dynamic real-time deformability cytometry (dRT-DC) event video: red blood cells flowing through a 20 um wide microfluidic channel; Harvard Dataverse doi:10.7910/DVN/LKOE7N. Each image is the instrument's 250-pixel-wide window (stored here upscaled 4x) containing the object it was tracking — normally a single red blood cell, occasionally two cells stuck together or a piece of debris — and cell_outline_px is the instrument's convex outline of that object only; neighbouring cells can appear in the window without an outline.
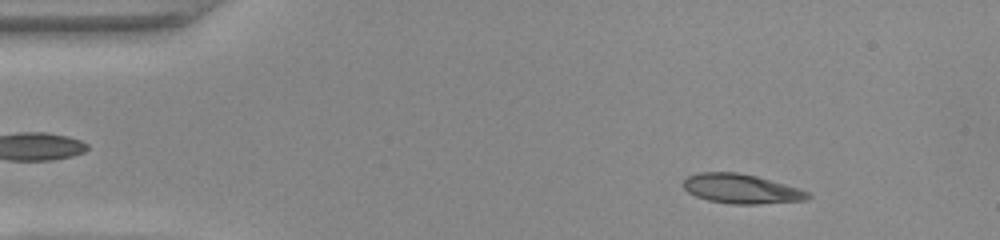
{"species": "common noctule bat (a hibernating species)", "species_latin": "Nyctalus noctula", "temperature_condition": "warm", "stored_images_in_passage": 51, "camera_frame_rate_fps": 3000, "um_per_image_px": 0.085, "animal": {"sex": "female", "body_mass_g": 22.0, "forearm_length_mm": 56.7}, "frame": {"image": 1, "passage_image": 6, "time_ms": 1.667, "image_size_px": [1000, 240], "cell_outline_px": [[812, 196], [808, 200], [756, 204], [732, 204], [708, 200], [696, 196], [688, 192], [684, 188], [684, 180], [688, 176], [700, 172], [736, 172], [756, 176], [800, 188], [808, 192]], "centroid_in_image_um": [63.03, 16.05], "position_along_channel_um": 22.0, "area_um2": 21.33}}
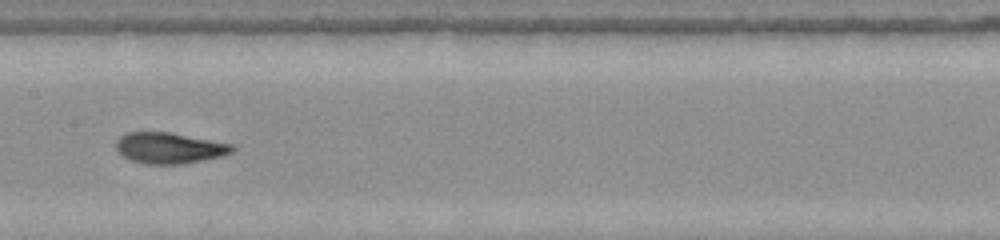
{"frame": {"image": 2, "passage_image": 25, "time_ms": 8.0, "image_size_px": [1000, 240], "cell_outline_px": [[236, 148], [232, 152], [224, 156], [184, 164], [144, 164], [132, 160], [124, 156], [116, 148], [116, 140], [120, 136], [128, 132], [168, 132], [212, 140], [232, 144]], "centroid_in_image_um": [14.42, 12.58], "position_along_channel_um": 193.0, "area_um2": 20.98}}
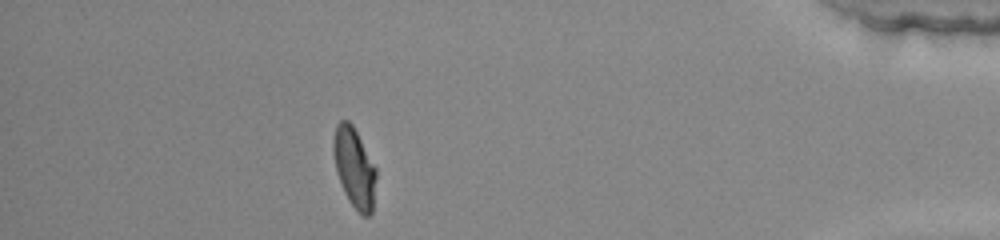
{"frame": {"image": 3, "passage_image": 45, "time_ms": 14.667, "image_size_px": [1000, 240], "cell_outline_px": [[376, 176], [372, 212], [368, 216], [364, 216], [356, 212], [348, 200], [344, 192], [336, 172], [332, 148], [332, 144], [336, 124], [340, 120], [348, 120], [352, 124], [376, 168]], "centroid_in_image_um": [30.1, 14.27], "position_along_channel_um": 405.1, "area_um2": 19.94}, "authors_computed_cell_mechanics": {"area_um2": 20.8658, "velocity_mm_per_s": 3.9332, "shape_relaxation_time_tau1_ms": 3.2414, "shape_relaxation_time_tau2_ms": 1.2044, "deformation_change_tau1": 0.1937, "deformation_change_tau2": 0.0787}}